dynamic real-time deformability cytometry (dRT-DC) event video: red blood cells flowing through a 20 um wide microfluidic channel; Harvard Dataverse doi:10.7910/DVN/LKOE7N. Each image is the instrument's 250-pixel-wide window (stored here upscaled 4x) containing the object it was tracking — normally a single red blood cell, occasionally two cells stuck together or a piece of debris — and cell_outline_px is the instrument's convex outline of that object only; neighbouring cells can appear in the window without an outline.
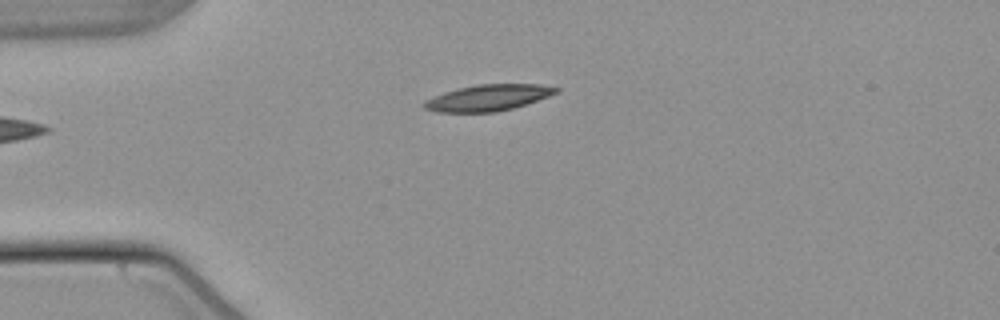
{"species": "common noctule bat (a hibernating species)", "species_latin": "Nyctalus noctula", "temperature_condition": "warm", "stored_images_in_passage": 37, "camera_frame_rate_fps": 3000, "um_per_image_px": 0.085, "animal": {"sex": "male", "body_mass_g": 21.5, "forearm_length_mm": 52.0}, "frame": {"image": 1, "passage_image": 1, "time_ms": 0.0, "image_size_px": [1000, 320], "cell_outline_px": [[560, 92], [512, 108], [496, 112], [436, 112], [424, 108], [420, 104], [424, 100], [444, 92], [476, 84], [540, 84], [560, 88]], "centroid_in_image_um": [41.46, 8.3], "position_along_channel_um": 43.5, "area_um2": 20.11}}
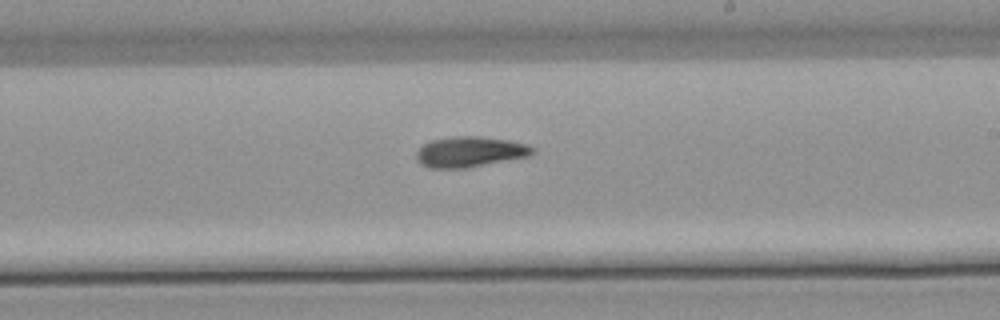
{"frame": {"image": 2, "passage_image": 19, "time_ms": 6.0, "image_size_px": [1000, 320], "cell_outline_px": [[536, 152], [528, 156], [468, 168], [428, 168], [420, 164], [416, 160], [416, 152], [424, 144], [432, 140], [452, 136], [480, 136], [508, 140], [528, 144]], "centroid_in_image_um": [39.92, 12.91], "position_along_channel_um": 249.1, "area_um2": 20.75}}
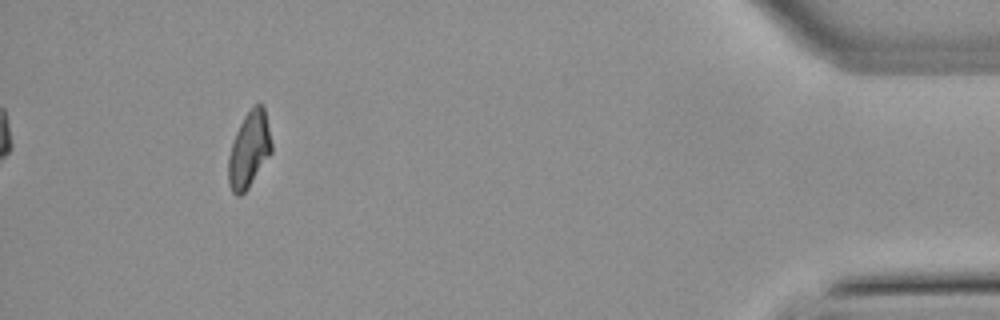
{"frame": {"image": 3, "passage_image": 37, "time_ms": 12.0, "image_size_px": [1000, 320], "cell_outline_px": [[272, 152], [248, 188], [240, 196], [236, 196], [232, 192], [228, 184], [228, 156], [236, 132], [244, 116], [256, 104], [264, 104], [272, 144]], "centroid_in_image_um": [21.17, 12.74], "position_along_channel_um": 414.0, "area_um2": 19.07}, "authors_computed_cell_mechanics": {"area_um2": 19.9988, "velocity_mm_per_s": 3.822, "shape_relaxation_time_tau1_ms": 9.2366, "shape_relaxation_time_tau2_ms": 7.0599, "deformation_change_tau1": 0.2075, "deformation_change_tau2": 0.1483}}